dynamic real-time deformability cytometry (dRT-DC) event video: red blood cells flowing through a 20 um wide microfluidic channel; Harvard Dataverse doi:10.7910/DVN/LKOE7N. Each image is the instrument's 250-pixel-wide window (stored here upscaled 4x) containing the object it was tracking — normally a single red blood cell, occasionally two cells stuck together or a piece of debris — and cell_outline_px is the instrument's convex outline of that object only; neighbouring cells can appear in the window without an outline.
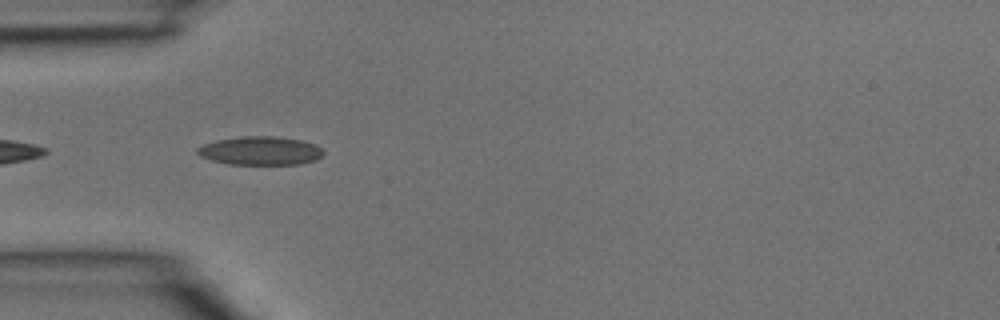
{"species": "common noctule bat (a hibernating species)", "species_latin": "Nyctalus noctula", "temperature_condition": "room temperature", "stored_images_in_passage": 3, "camera_frame_rate_fps": 3000, "um_per_image_px": 0.085, "animal": {"sex": "male", "body_mass_g": 15.6}, "frame": {"image": 1, "passage_image": 2, "time_ms": 0.333, "image_size_px": [1000, 320], "cell_outline_px": [[324, 156], [316, 160], [300, 164], [228, 164], [212, 160], [200, 156], [196, 152], [196, 148], [204, 144], [216, 140], [240, 136], [280, 136], [304, 140], [316, 144], [324, 152]], "centroid_in_image_um": [22.17, 12.8], "position_along_channel_um": 62.8, "area_um2": 21.27}}